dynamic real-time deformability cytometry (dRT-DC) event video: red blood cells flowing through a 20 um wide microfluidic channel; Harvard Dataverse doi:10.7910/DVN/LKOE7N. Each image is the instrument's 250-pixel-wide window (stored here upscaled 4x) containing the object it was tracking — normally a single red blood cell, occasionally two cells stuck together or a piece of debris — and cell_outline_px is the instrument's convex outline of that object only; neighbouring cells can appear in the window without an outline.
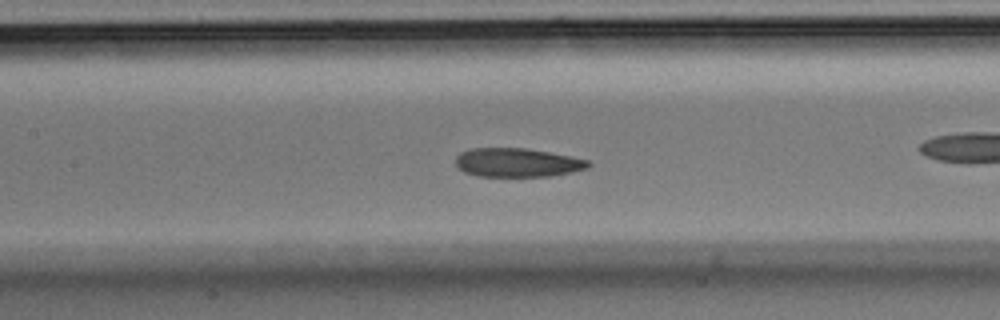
{"species": "Egyptian fruit bat (a non-hibernating species)", "species_latin": "Rousettus aegyptiacus", "temperature_condition": "room temperature", "stored_images_in_passage": 39, "camera_frame_rate_fps": 3000, "um_per_image_px": 0.085, "animal": {"sex": "male"}, "frame": {"image": 1, "passage_image": 12, "time_ms": 3.667, "image_size_px": [1000, 320], "cell_outline_px": [[592, 164], [588, 168], [572, 172], [548, 176], [476, 176], [464, 172], [456, 168], [456, 156], [460, 152], [472, 148], [524, 148], [548, 152], [588, 160]], "centroid_in_image_um": [43.93, 13.82], "position_along_channel_um": 163.5, "area_um2": 22.25}}